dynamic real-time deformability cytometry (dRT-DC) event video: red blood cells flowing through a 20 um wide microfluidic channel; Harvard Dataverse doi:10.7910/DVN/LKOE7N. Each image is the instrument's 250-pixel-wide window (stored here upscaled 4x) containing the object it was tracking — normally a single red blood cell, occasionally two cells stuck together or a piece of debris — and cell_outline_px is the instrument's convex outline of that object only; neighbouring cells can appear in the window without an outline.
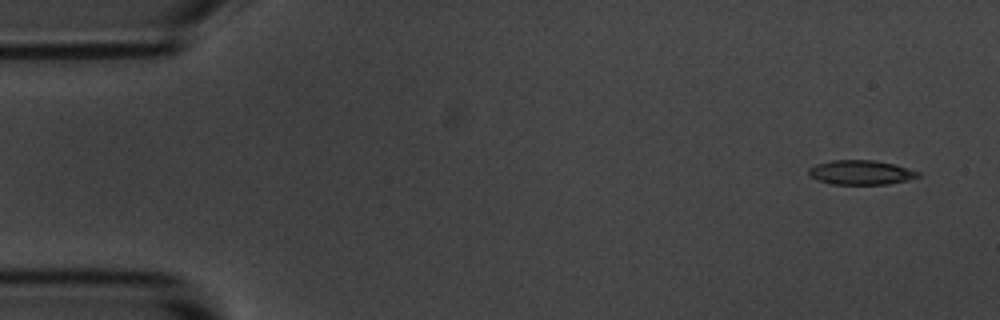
{"species": "common noctule bat (a hibernating species)", "species_latin": "Nyctalus noctula", "temperature_condition": "room temperature", "stored_images_in_passage": 4, "camera_frame_rate_fps": 3000, "um_per_image_px": 0.085, "animal": {"sex": "male", "body_mass_g": 20.1, "forearm_length_mm": 53.5}, "frame": {"image": 1, "passage_image": 1, "time_ms": 0.0, "image_size_px": [1000, 320], "cell_outline_px": [[920, 176], [908, 180], [888, 184], [832, 184], [816, 180], [808, 172], [808, 168], [816, 164], [832, 160], [872, 160], [896, 164], [920, 172]], "centroid_in_image_um": [73.18, 14.65], "position_along_channel_um": 11.8, "area_um2": 15.61}}
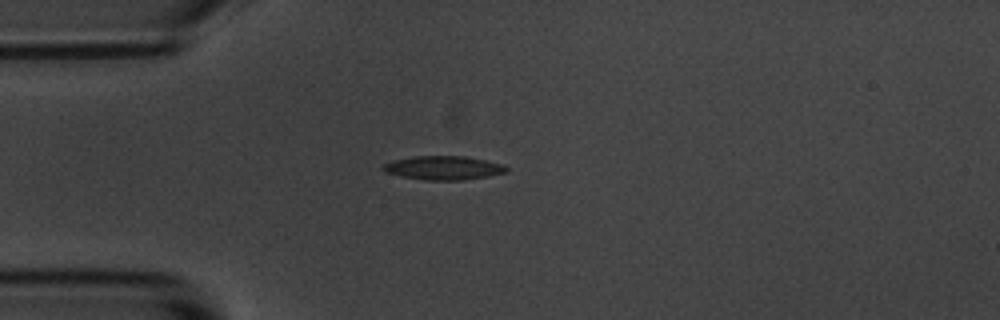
{"frame": {"image": 2, "passage_image": 4, "time_ms": 3.667, "image_size_px": [1000, 320], "cell_outline_px": [[508, 172], [488, 176], [460, 180], [424, 180], [384, 172], [380, 168], [384, 164], [392, 160], [416, 156], [464, 156], [504, 164], [508, 168]], "centroid_in_image_um": [37.7, 14.26], "position_along_channel_um": 47.3, "area_um2": 17.05}}